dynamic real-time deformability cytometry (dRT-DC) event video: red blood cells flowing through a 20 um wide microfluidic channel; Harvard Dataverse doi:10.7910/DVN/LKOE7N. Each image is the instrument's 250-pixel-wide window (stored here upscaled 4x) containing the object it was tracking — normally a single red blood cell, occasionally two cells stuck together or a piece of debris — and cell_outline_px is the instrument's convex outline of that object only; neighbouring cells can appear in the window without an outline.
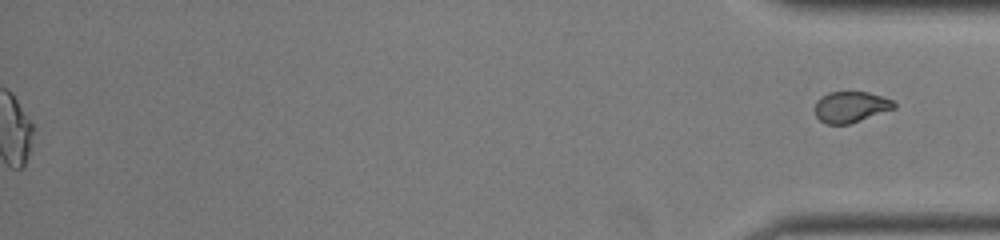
{"species": "common noctule bat (a hibernating species)", "species_latin": "Nyctalus noctula", "temperature_condition": "room temperature", "stored_images_in_passage": 50, "segment_of_instrument_passage": [2, 2], "camera_frame_rate_fps": 3000, "um_per_image_px": 0.085, "animal": {"sex": "female", "body_mass_g": 22.0, "forearm_length_mm": 56.7}, "frame": {"image": 1, "passage_image": 50, "time_ms": 16.333, "image_size_px": [1000, 240], "cell_outline_px": [[896, 108], [848, 124], [828, 124], [820, 120], [816, 116], [816, 100], [820, 96], [828, 92], [868, 92], [892, 100], [896, 104]], "centroid_in_image_um": [72.3, 9.08], "position_along_channel_um": 362.9, "area_um2": 14.16}}